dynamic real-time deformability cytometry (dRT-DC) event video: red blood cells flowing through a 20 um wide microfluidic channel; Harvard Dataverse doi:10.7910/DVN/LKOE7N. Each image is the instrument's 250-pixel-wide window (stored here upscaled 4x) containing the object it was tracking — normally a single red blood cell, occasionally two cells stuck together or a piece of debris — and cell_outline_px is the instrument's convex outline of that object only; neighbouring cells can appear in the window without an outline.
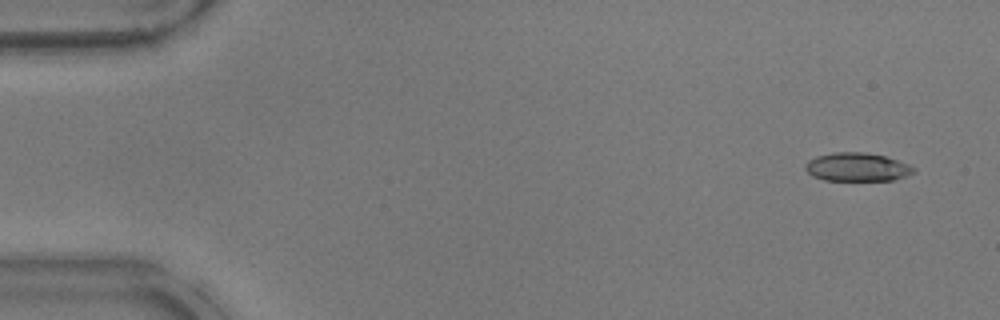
{"species": "common noctule bat (a hibernating species)", "species_latin": "Nyctalus noctula", "temperature_condition": "warm", "stored_images_in_passage": 49, "camera_frame_rate_fps": 3000, "um_per_image_px": 0.085, "animal": {"sex": "male", "body_mass_g": 17.9}, "frame": {"image": 1, "passage_image": 1, "time_ms": 0.0, "image_size_px": [1000, 320], "cell_outline_px": [[892, 176], [884, 180], [836, 180], [820, 176], [828, 156], [880, 156], [888, 160]], "centroid_in_image_um": [72.81, 14.3], "position_along_channel_um": 12.2, "area_um2": 11.1}}
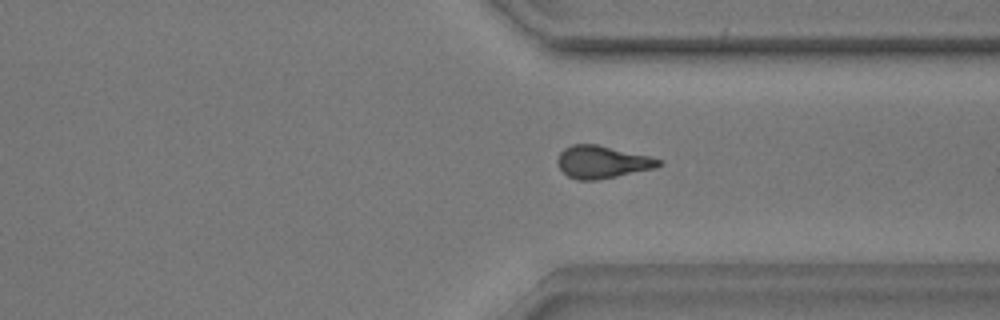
{"frame": {"image": 2, "passage_image": 37, "time_ms": 12.0, "image_size_px": [1000, 320], "cell_outline_px": [[656, 164], [608, 176], [572, 176], [560, 164], [560, 160], [564, 152], [572, 148], [604, 148], [656, 160]], "centroid_in_image_um": [51.1, 13.77], "position_along_channel_um": 360.3, "area_um2": 14.22}}
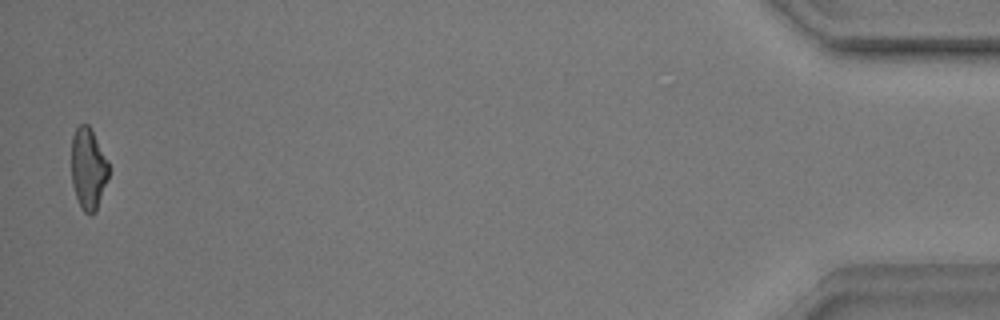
{"frame": {"image": 3, "passage_image": 49, "time_ms": 16.0, "image_size_px": [1000, 320], "cell_outline_px": [[108, 176], [96, 204], [92, 212], [84, 208], [80, 200], [76, 188], [76, 184], [88, 128], [108, 164]], "centroid_in_image_um": [7.77, 14.77], "position_along_channel_um": 427.4, "area_um2": 11.5}}